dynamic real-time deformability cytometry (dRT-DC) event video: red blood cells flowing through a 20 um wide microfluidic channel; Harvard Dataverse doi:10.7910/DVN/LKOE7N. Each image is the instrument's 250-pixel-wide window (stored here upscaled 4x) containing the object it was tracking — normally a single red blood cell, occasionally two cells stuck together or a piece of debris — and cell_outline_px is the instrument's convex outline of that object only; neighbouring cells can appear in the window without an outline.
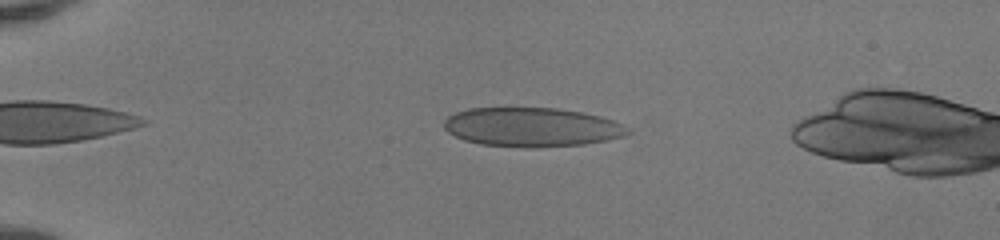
{"species": "human", "species_latin": "Homo sapiens", "temperature_condition": "room temperature", "stored_images_in_passage": 44, "camera_frame_rate_fps": 3000, "um_per_image_px": 0.085, "donor": {"sex": "female"}, "frame": {"image": 1, "passage_image": 7, "time_ms": 2.0, "image_size_px": [1000, 240], "cell_outline_px": [[632, 132], [624, 136], [584, 144], [480, 144], [464, 140], [448, 132], [444, 128], [444, 120], [448, 116], [456, 112], [468, 108], [556, 108], [580, 112], [600, 116], [624, 124]], "centroid_in_image_um": [45.19, 10.75], "position_along_channel_um": 39.8, "area_um2": 40.34}}
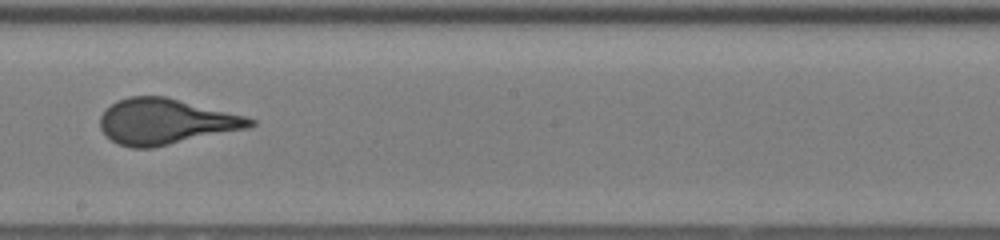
{"frame": {"image": 2, "passage_image": 25, "time_ms": 8.0, "image_size_px": [1000, 240], "cell_outline_px": [[256, 124], [248, 128], [152, 148], [132, 148], [120, 144], [112, 140], [100, 128], [100, 116], [116, 100], [128, 96], [164, 96], [244, 116], [256, 120]], "centroid_in_image_um": [14.07, 10.33], "position_along_channel_um": 234.1, "area_um2": 39.42}}
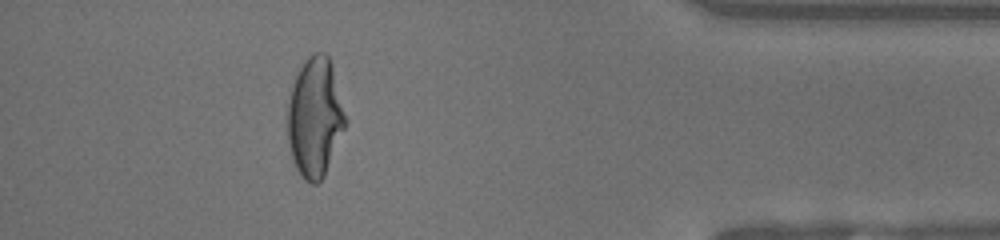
{"frame": {"image": 3, "passage_image": 40, "time_ms": 13.0, "image_size_px": [1000, 240], "cell_outline_px": [[348, 120], [324, 176], [316, 184], [312, 184], [304, 180], [300, 176], [292, 160], [288, 144], [288, 104], [292, 84], [304, 60], [308, 56], [316, 52], [324, 52], [328, 56], [332, 64]], "centroid_in_image_um": [26.78, 9.98], "position_along_channel_um": 408.4, "area_um2": 40.46}, "authors_computed_cell_mechanics": {"area_um2": 40.2577, "velocity_mm_per_s": 4.1709, "shape_relaxation_time_tau1_ms": 6.8923, "shape_relaxation_time_tau2_ms": null, "deformation_change_tau1": 0.2455, "deformation_change_tau2": null}}